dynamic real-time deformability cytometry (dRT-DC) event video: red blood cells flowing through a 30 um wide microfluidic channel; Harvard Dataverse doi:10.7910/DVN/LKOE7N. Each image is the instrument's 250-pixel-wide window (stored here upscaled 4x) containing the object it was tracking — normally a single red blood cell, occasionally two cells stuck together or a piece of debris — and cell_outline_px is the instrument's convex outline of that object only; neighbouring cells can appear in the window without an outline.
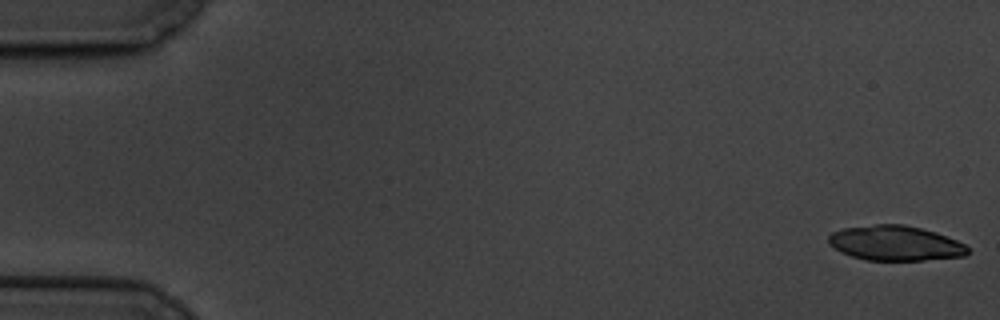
{"species": "common noctule bat (a hibernating species)", "species_latin": "Nyctalus noctula", "temperature_condition": "cold", "stored_images_in_passage": 5, "camera_frame_rate_fps": 3000, "um_per_image_px": 0.085, "animal": {"sex": "male", "body_mass_g": 19.5, "forearm_length_mm": 54.6}, "frame": {"image": 1, "passage_image": 1, "time_ms": 0.0, "image_size_px": [1000, 320], "cell_outline_px": [[968, 252], [964, 256], [924, 260], [864, 260], [852, 256], [828, 244], [828, 236], [832, 232], [844, 228], [876, 224], [904, 224], [936, 232], [956, 240], [964, 244], [968, 248]], "centroid_in_image_um": [76.1, 20.66], "position_along_channel_um": 8.9, "area_um2": 28.15}}